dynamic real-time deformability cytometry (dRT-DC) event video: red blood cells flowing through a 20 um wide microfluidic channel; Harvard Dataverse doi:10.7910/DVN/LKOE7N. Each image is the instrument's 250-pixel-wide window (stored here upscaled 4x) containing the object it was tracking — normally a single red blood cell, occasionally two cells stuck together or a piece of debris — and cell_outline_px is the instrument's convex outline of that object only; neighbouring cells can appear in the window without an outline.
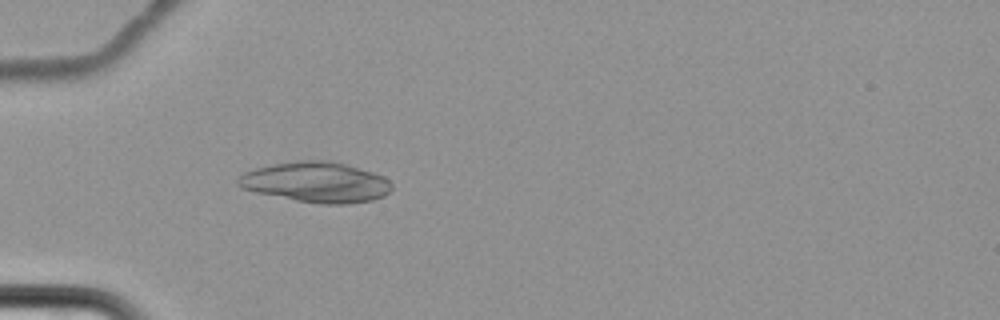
{"species": "common noctule bat (a hibernating species)", "species_latin": "Nyctalus noctula", "temperature_condition": "cold", "stored_images_in_passage": 3, "camera_frame_rate_fps": 3000, "um_per_image_px": 0.085, "animal": {"sex": "female", "body_mass_g": 22.7, "forearm_length_mm": 54.2}, "frame": {"image": 1, "passage_image": 3, "time_ms": 2.333, "image_size_px": [1000, 320], "cell_outline_px": [[392, 188], [384, 196], [372, 200], [348, 204], [320, 204], [296, 200], [256, 192], [240, 188], [236, 184], [236, 180], [244, 172], [256, 168], [272, 164], [296, 160], [332, 160], [372, 172], [384, 176], [392, 184]], "centroid_in_image_um": [26.86, 15.48], "position_along_channel_um": 58.1, "area_um2": 36.3}}